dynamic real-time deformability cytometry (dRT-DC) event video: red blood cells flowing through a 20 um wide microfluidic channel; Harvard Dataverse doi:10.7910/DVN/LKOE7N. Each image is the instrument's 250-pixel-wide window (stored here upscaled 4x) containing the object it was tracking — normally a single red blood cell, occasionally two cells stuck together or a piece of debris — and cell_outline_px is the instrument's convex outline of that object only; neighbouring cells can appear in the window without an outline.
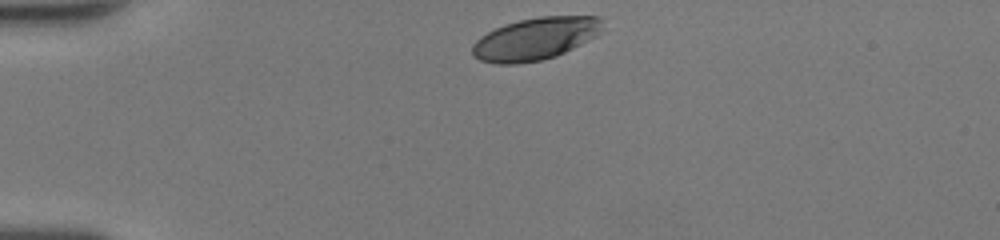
{"species": "human", "species_latin": "Homo sapiens", "temperature_condition": "room temperature", "stored_images_in_passage": 31, "camera_frame_rate_fps": 3000, "um_per_image_px": 0.085, "donor": {"sex": "female"}, "frame": {"image": 1, "passage_image": 1, "time_ms": 0.0, "image_size_px": [1000, 240], "cell_outline_px": [[604, 32], [556, 56], [540, 60], [516, 64], [496, 64], [480, 60], [472, 56], [472, 44], [480, 36], [504, 24], [520, 20], [540, 16], [600, 16]], "centroid_in_image_um": [45.5, 3.29], "position_along_channel_um": 39.5, "area_um2": 32.19}}
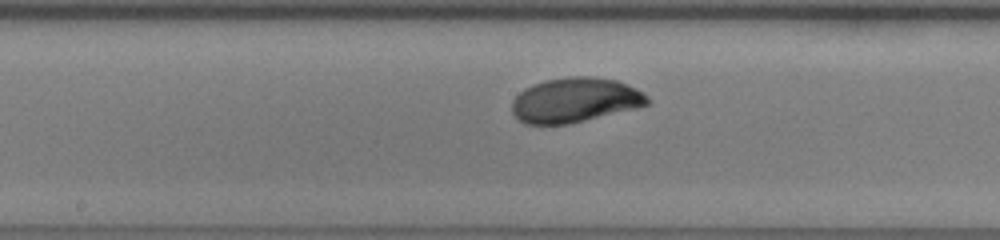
{"frame": {"image": 2, "passage_image": 16, "time_ms": 5.0, "image_size_px": [1000, 240], "cell_outline_px": [[652, 104], [636, 108], [568, 124], [524, 124], [512, 112], [512, 100], [524, 88], [532, 84], [544, 80], [568, 76], [592, 76], [616, 80], [628, 84], [644, 92], [652, 100]], "centroid_in_image_um": [48.91, 8.49], "position_along_channel_um": 199.3, "area_um2": 35.6}}
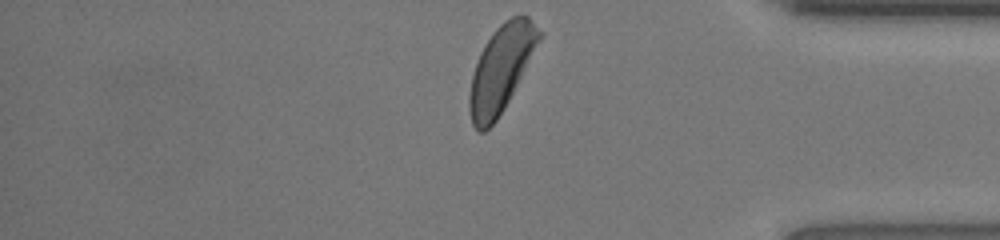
{"frame": {"image": 3, "passage_image": 31, "time_ms": 10.0, "image_size_px": [1000, 240], "cell_outline_px": [[544, 36], [504, 108], [496, 120], [484, 132], [480, 132], [472, 124], [468, 108], [468, 96], [472, 76], [480, 52], [484, 44], [492, 32], [504, 20], [512, 16], [528, 16], [544, 32]], "centroid_in_image_um": [42.61, 5.81], "position_along_channel_um": 392.6, "area_um2": 35.2}, "authors_computed_cell_mechanics": {"area_um2": 34.391, "velocity_mm_per_s": 4.2159, "shape_relaxation_time_tau1_ms": 2.2867, "shape_relaxation_time_tau2_ms": null, "deformation_change_tau1": 0.1361, "deformation_change_tau2": null}}